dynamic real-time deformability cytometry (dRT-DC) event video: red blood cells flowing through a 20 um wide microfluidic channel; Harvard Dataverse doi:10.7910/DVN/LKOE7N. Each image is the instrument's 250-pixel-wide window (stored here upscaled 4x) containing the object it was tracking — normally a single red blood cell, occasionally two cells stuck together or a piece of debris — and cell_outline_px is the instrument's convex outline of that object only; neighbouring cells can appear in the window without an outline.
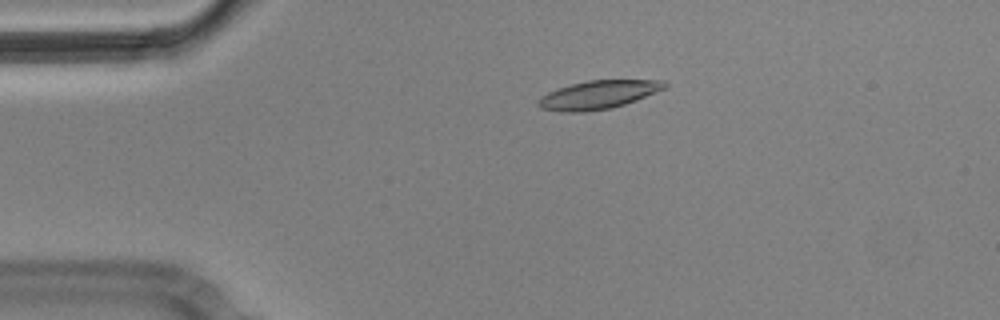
{"species": "Egyptian fruit bat (a non-hibernating species)", "species_latin": "Rousettus aegyptiacus", "temperature_condition": "cold", "stored_images_in_passage": 6, "camera_frame_rate_fps": 3000, "um_per_image_px": 0.085, "animal": {"sex": "male"}, "frame": {"image": 1, "passage_image": 4, "time_ms": 1.0, "image_size_px": [1000, 320], "cell_outline_px": [[668, 84], [664, 88], [636, 100], [612, 108], [584, 112], [564, 112], [540, 108], [536, 104], [540, 96], [548, 92], [572, 84], [588, 80], [664, 80]], "centroid_in_image_um": [50.82, 8.06], "position_along_channel_um": 34.2, "area_um2": 20.75}}
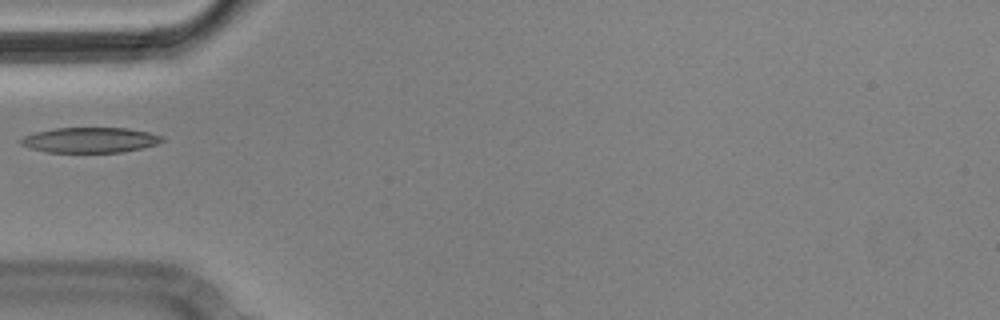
{"frame": {"image": 2, "passage_image": 6, "time_ms": 1.667, "image_size_px": [1000, 320], "cell_outline_px": [[164, 140], [156, 144], [140, 148], [120, 152], [48, 152], [28, 148], [20, 144], [16, 140], [24, 136], [36, 132], [56, 128], [128, 128], [148, 132], [160, 136]], "centroid_in_image_um": [7.58, 11.9], "position_along_channel_um": 77.4, "area_um2": 20.69}}